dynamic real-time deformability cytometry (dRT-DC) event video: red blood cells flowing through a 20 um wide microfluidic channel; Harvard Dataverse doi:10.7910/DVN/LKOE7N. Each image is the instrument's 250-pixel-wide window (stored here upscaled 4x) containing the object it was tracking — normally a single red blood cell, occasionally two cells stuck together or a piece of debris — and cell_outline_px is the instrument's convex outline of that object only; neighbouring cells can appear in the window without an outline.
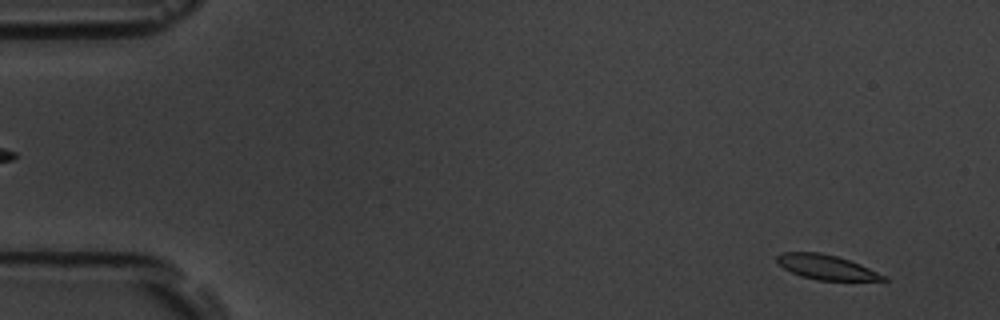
{"species": "common noctule bat (a hibernating species)", "species_latin": "Nyctalus noctula", "temperature_condition": "room temperature", "stored_images_in_passage": 56, "camera_frame_rate_fps": 3000, "um_per_image_px": 0.085, "animal": {"sex": "male", "body_mass_g": 19.5, "forearm_length_mm": 54.6}, "frame": {"image": 1, "passage_image": 4, "time_ms": 1.0, "image_size_px": [1000, 320], "cell_outline_px": [[888, 280], [816, 280], [800, 276], [784, 268], [776, 260], [776, 256], [780, 252], [820, 252], [836, 256], [860, 264], [888, 276]], "centroid_in_image_um": [70.23, 22.7], "position_along_channel_um": 14.8, "area_um2": 15.26}}
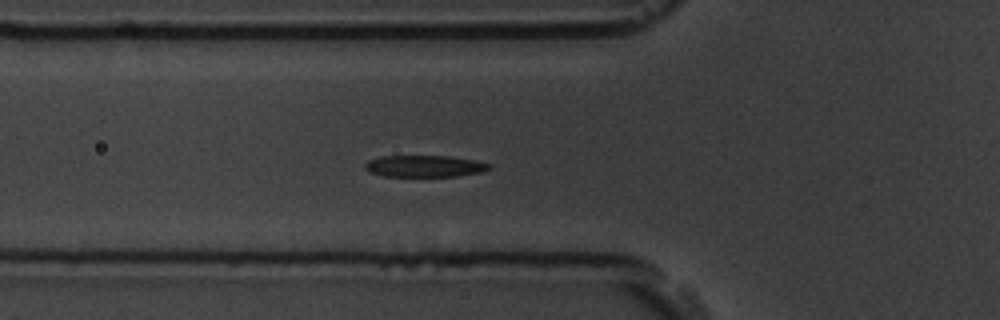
{"frame": {"image": 2, "passage_image": 20, "time_ms": 6.333, "image_size_px": [1000, 320], "cell_outline_px": [[492, 168], [480, 172], [456, 176], [384, 176], [368, 172], [364, 168], [364, 164], [368, 160], [380, 156], [448, 156], [476, 160], [492, 164]], "centroid_in_image_um": [36.07, 14.12], "position_along_channel_um": 89.7, "area_um2": 15.78}}
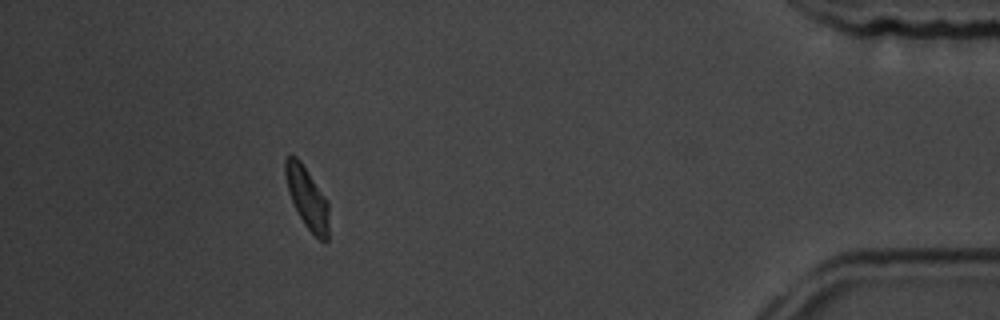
{"frame": {"image": 3, "passage_image": 51, "time_ms": 16.667, "image_size_px": [1000, 320], "cell_outline_px": [[328, 240], [320, 240], [304, 224], [288, 192], [284, 172], [284, 160], [288, 156], [296, 156], [300, 160], [328, 200]], "centroid_in_image_um": [26.1, 16.78], "position_along_channel_um": 409.1, "area_um2": 15.43}, "authors_computed_cell_mechanics": {"area_um2": 16.2996, "velocity_mm_per_s": 3.6286, "shape_relaxation_time_tau1_ms": 1.8646, "shape_relaxation_time_tau2_ms": 2.6316, "deformation_change_tau1": 0.1193, "deformation_change_tau2": 0.0965}}